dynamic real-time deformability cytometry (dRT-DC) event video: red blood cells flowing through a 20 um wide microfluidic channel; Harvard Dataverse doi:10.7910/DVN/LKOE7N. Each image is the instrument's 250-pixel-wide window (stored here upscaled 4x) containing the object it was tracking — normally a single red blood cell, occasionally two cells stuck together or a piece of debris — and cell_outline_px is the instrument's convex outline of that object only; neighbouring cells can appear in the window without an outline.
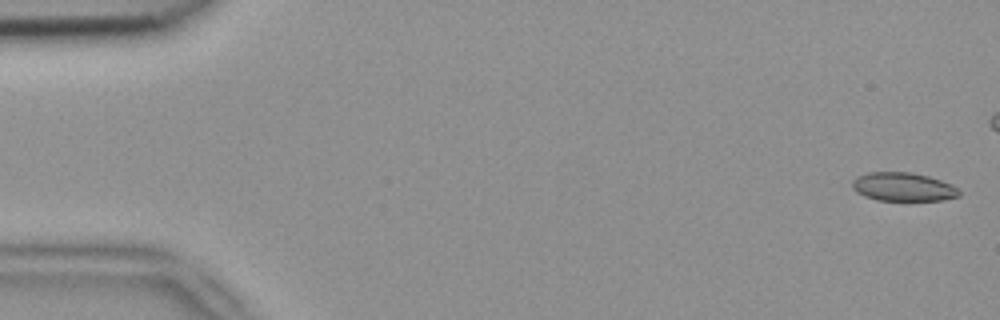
{"species": "common noctule bat (a hibernating species)", "species_latin": "Nyctalus noctula", "temperature_condition": "room temperature", "stored_images_in_passage": 45, "camera_frame_rate_fps": 3000, "um_per_image_px": 0.085, "animal": {"sex": "female", "body_mass_g": 18.4}, "frame": {"image": 1, "passage_image": 2, "time_ms": 0.333, "image_size_px": [1000, 320], "cell_outline_px": [[960, 196], [944, 200], [876, 200], [864, 196], [856, 192], [852, 188], [852, 180], [856, 176], [868, 172], [912, 172], [928, 176], [952, 184], [960, 192]], "centroid_in_image_um": [76.74, 15.88], "position_along_channel_um": 8.3, "area_um2": 17.92}}
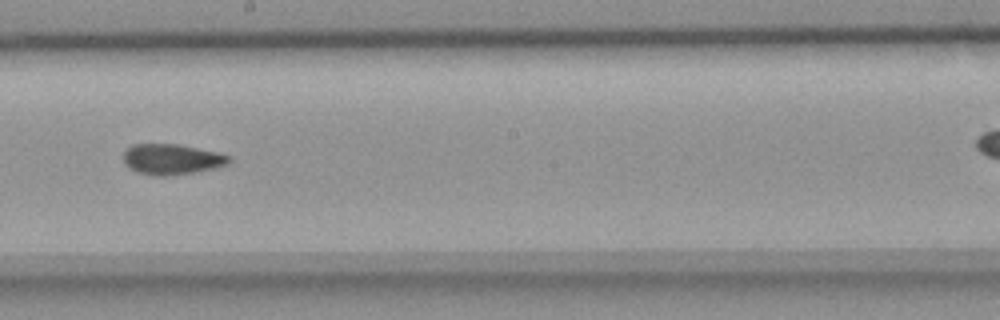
{"frame": {"image": 2, "passage_image": 30, "time_ms": 9.667, "image_size_px": [1000, 320], "cell_outline_px": [[232, 160], [228, 164], [212, 168], [192, 172], [164, 176], [156, 176], [136, 172], [128, 168], [124, 160], [124, 152], [132, 144], [180, 144], [220, 152], [232, 156]], "centroid_in_image_um": [14.62, 13.52], "position_along_channel_um": 233.6, "area_um2": 18.9}}
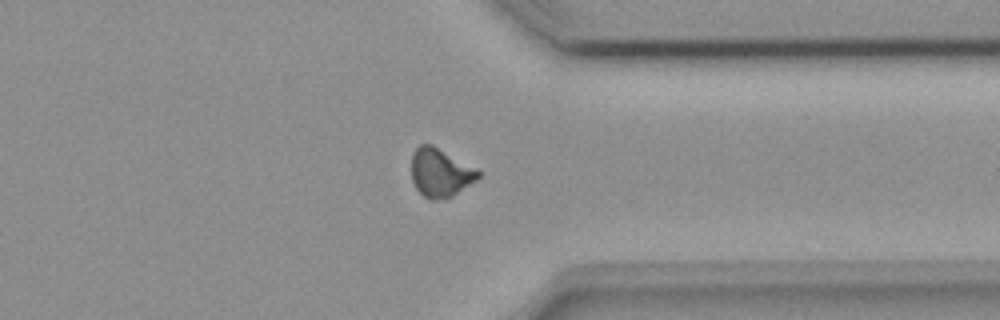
{"frame": {"image": 3, "passage_image": 41, "time_ms": 13.333, "image_size_px": [1000, 320], "cell_outline_px": [[480, 176], [476, 180], [452, 196], [432, 200], [424, 196], [416, 188], [412, 180], [412, 152], [420, 144], [432, 144], [476, 168], [480, 172]], "centroid_in_image_um": [37.41, 14.66], "position_along_channel_um": 374.0, "area_um2": 18.67}}